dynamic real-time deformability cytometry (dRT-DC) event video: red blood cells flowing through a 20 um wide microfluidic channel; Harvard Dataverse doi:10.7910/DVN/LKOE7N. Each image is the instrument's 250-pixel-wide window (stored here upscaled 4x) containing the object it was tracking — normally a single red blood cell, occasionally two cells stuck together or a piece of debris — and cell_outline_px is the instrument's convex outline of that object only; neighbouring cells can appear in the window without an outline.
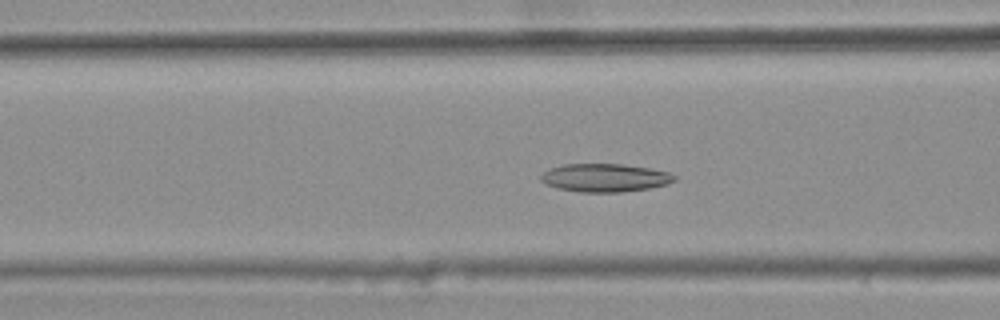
{"species": "common noctule bat (a hibernating species)", "species_latin": "Nyctalus noctula", "temperature_condition": "warm", "stored_images_in_passage": 43, "camera_frame_rate_fps": 3000, "um_per_image_px": 0.085, "animal": {"sex": "female", "body_mass_g": 25.1}, "frame": {"image": 1, "passage_image": 18, "time_ms": 5.667, "image_size_px": [1000, 320], "cell_outline_px": [[676, 180], [668, 184], [648, 188], [620, 192], [580, 192], [556, 188], [544, 184], [540, 180], [540, 176], [544, 172], [552, 168], [564, 164], [620, 164], [648, 168], [668, 172], [676, 176]], "centroid_in_image_um": [51.39, 15.11], "position_along_channel_um": 115.2, "area_um2": 21.85}}
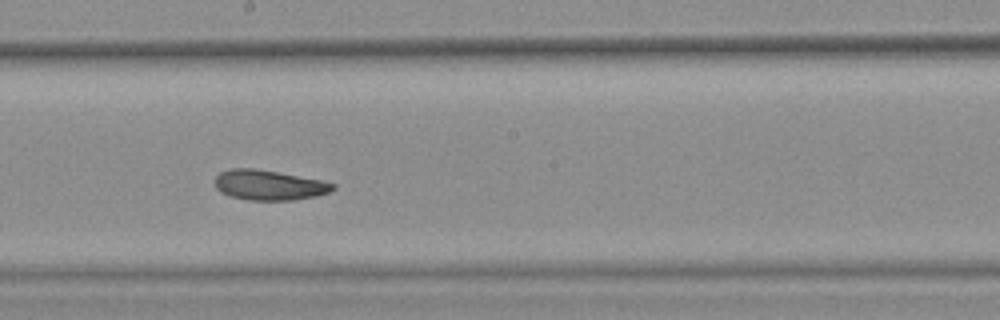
{"frame": {"image": 2, "passage_image": 27, "time_ms": 8.667, "image_size_px": [1000, 320], "cell_outline_px": [[336, 188], [328, 192], [316, 196], [292, 200], [248, 200], [228, 196], [220, 192], [216, 188], [212, 180], [220, 172], [232, 168], [256, 168], [324, 180], [336, 184]], "centroid_in_image_um": [22.84, 15.72], "position_along_channel_um": 225.4, "area_um2": 21.04}}
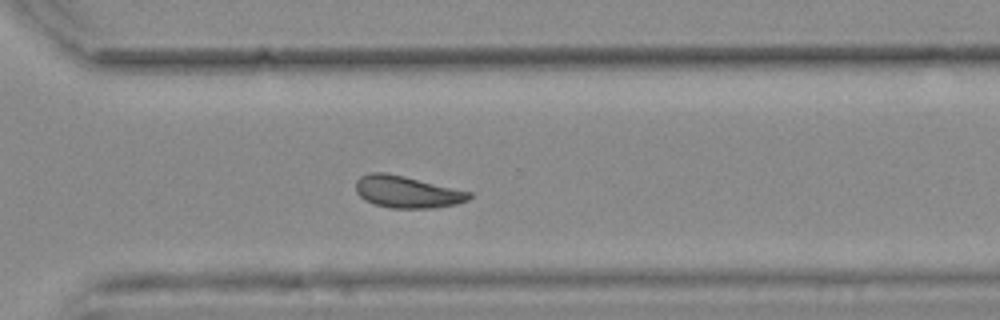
{"frame": {"image": 3, "passage_image": 36, "time_ms": 11.667, "image_size_px": [1000, 320], "cell_outline_px": [[472, 196], [468, 200], [456, 204], [432, 208], [392, 208], [372, 204], [364, 200], [356, 192], [356, 180], [360, 176], [368, 172], [384, 172], [404, 176], [472, 192]], "centroid_in_image_um": [34.57, 16.31], "position_along_channel_um": 336.0, "area_um2": 21.21}, "authors_computed_cell_mechanics": {"area_um2": 21.2126, "velocity_mm_per_s": 3.681, "shape_relaxation_time_tau1_ms": 10.5395, "shape_relaxation_time_tau2_ms": 9.2565, "deformation_change_tau1": 0.1747, "deformation_change_tau2": 0.1448}}